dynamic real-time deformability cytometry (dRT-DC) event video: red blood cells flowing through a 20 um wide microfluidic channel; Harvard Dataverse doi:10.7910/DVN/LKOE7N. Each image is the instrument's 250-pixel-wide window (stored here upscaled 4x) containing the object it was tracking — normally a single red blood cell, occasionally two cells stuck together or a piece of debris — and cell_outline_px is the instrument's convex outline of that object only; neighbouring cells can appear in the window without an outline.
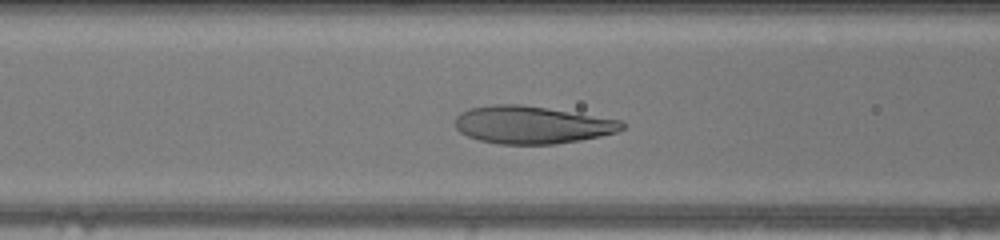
{"species": "human", "species_latin": "Homo sapiens", "temperature_condition": "warm", "stored_images_in_passage": 46, "camera_frame_rate_fps": 3000, "um_per_image_px": 0.085, "donor": {"sex": "female"}, "frame": {"image": 1, "passage_image": 16, "time_ms": 5.0, "image_size_px": [1000, 240], "cell_outline_px": [[624, 128], [616, 132], [600, 136], [580, 140], [556, 144], [500, 144], [480, 140], [468, 136], [460, 132], [456, 128], [456, 116], [460, 112], [468, 108], [492, 104], [520, 104], [620, 120], [624, 124]], "centroid_in_image_um": [45.17, 10.61], "position_along_channel_um": 121.4, "area_um2": 36.3}}
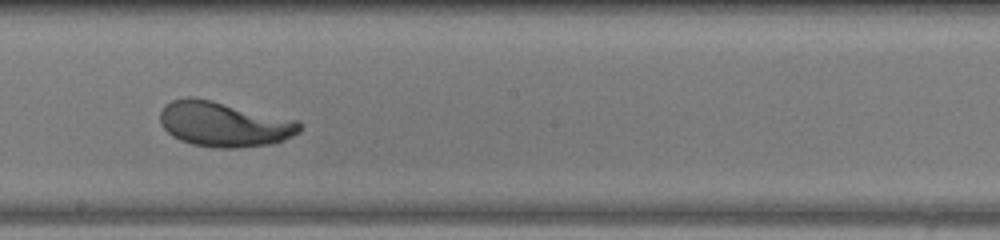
{"frame": {"image": 2, "passage_image": 24, "time_ms": 7.667, "image_size_px": [1000, 240], "cell_outline_px": [[300, 132], [284, 140], [272, 144], [236, 148], [216, 148], [192, 144], [180, 140], [172, 136], [160, 124], [160, 112], [164, 104], [172, 100], [188, 96], [192, 96], [212, 100], [300, 120]], "centroid_in_image_um": [19.04, 10.54], "position_along_channel_um": 229.2, "area_um2": 37.05}}
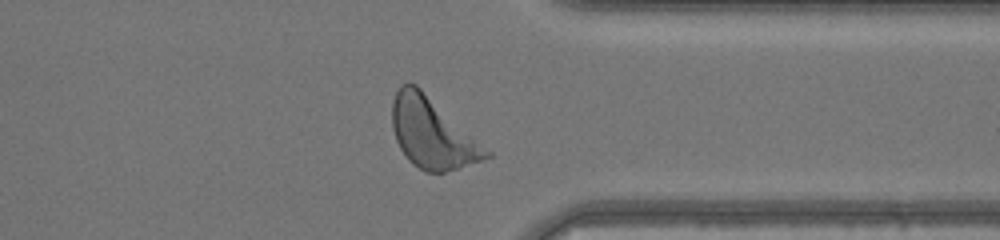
{"frame": {"image": 3, "passage_image": 35, "time_ms": 11.333, "image_size_px": [1000, 240], "cell_outline_px": [[492, 156], [460, 168], [444, 172], [424, 172], [412, 164], [408, 160], [400, 148], [396, 140], [392, 128], [392, 100], [400, 84], [408, 80], [416, 84], [492, 152]], "centroid_in_image_um": [36.71, 11.31], "position_along_channel_um": 374.7, "area_um2": 38.55}, "authors_computed_cell_mechanics": {"area_um2": 37.281, "velocity_mm_per_s": 4.065, "shape_relaxation_time_tau1_ms": 3.645, "shape_relaxation_time_tau2_ms": null, "deformation_change_tau1": 0.2016, "deformation_change_tau2": null}}